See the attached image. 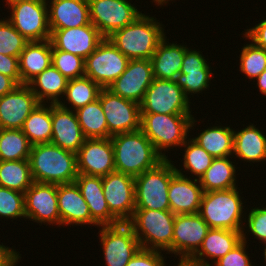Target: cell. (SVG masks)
<instances>
[{
  "label": "cell",
  "mask_w": 266,
  "mask_h": 266,
  "mask_svg": "<svg viewBox=\"0 0 266 266\" xmlns=\"http://www.w3.org/2000/svg\"><path fill=\"white\" fill-rule=\"evenodd\" d=\"M28 160L33 182L69 184L78 176L77 154L51 143L32 145Z\"/></svg>",
  "instance_id": "1"
},
{
  "label": "cell",
  "mask_w": 266,
  "mask_h": 266,
  "mask_svg": "<svg viewBox=\"0 0 266 266\" xmlns=\"http://www.w3.org/2000/svg\"><path fill=\"white\" fill-rule=\"evenodd\" d=\"M155 17L140 14L129 25L115 31L108 39L130 59H151L165 38L164 26Z\"/></svg>",
  "instance_id": "2"
},
{
  "label": "cell",
  "mask_w": 266,
  "mask_h": 266,
  "mask_svg": "<svg viewBox=\"0 0 266 266\" xmlns=\"http://www.w3.org/2000/svg\"><path fill=\"white\" fill-rule=\"evenodd\" d=\"M111 142L117 172L136 177L164 160L141 129L114 135Z\"/></svg>",
  "instance_id": "3"
},
{
  "label": "cell",
  "mask_w": 266,
  "mask_h": 266,
  "mask_svg": "<svg viewBox=\"0 0 266 266\" xmlns=\"http://www.w3.org/2000/svg\"><path fill=\"white\" fill-rule=\"evenodd\" d=\"M192 114L141 113V130L164 158L171 147H181L197 120ZM165 153H164V152Z\"/></svg>",
  "instance_id": "4"
},
{
  "label": "cell",
  "mask_w": 266,
  "mask_h": 266,
  "mask_svg": "<svg viewBox=\"0 0 266 266\" xmlns=\"http://www.w3.org/2000/svg\"><path fill=\"white\" fill-rule=\"evenodd\" d=\"M238 187L204 192L199 214L209 228L242 231L245 206ZM245 214H244V213ZM242 217V218H241Z\"/></svg>",
  "instance_id": "5"
},
{
  "label": "cell",
  "mask_w": 266,
  "mask_h": 266,
  "mask_svg": "<svg viewBox=\"0 0 266 266\" xmlns=\"http://www.w3.org/2000/svg\"><path fill=\"white\" fill-rule=\"evenodd\" d=\"M175 214L170 210L135 209L128 224L141 248L171 253Z\"/></svg>",
  "instance_id": "6"
},
{
  "label": "cell",
  "mask_w": 266,
  "mask_h": 266,
  "mask_svg": "<svg viewBox=\"0 0 266 266\" xmlns=\"http://www.w3.org/2000/svg\"><path fill=\"white\" fill-rule=\"evenodd\" d=\"M169 159L135 177V209L170 210L168 188L177 172Z\"/></svg>",
  "instance_id": "7"
},
{
  "label": "cell",
  "mask_w": 266,
  "mask_h": 266,
  "mask_svg": "<svg viewBox=\"0 0 266 266\" xmlns=\"http://www.w3.org/2000/svg\"><path fill=\"white\" fill-rule=\"evenodd\" d=\"M42 0H15L10 2V16L6 18L29 42L45 41L51 37L48 24V6Z\"/></svg>",
  "instance_id": "8"
},
{
  "label": "cell",
  "mask_w": 266,
  "mask_h": 266,
  "mask_svg": "<svg viewBox=\"0 0 266 266\" xmlns=\"http://www.w3.org/2000/svg\"><path fill=\"white\" fill-rule=\"evenodd\" d=\"M129 59L105 38L85 59V75L108 88L126 69Z\"/></svg>",
  "instance_id": "9"
},
{
  "label": "cell",
  "mask_w": 266,
  "mask_h": 266,
  "mask_svg": "<svg viewBox=\"0 0 266 266\" xmlns=\"http://www.w3.org/2000/svg\"><path fill=\"white\" fill-rule=\"evenodd\" d=\"M190 100L174 80L154 78L140 104L141 113L191 114Z\"/></svg>",
  "instance_id": "10"
},
{
  "label": "cell",
  "mask_w": 266,
  "mask_h": 266,
  "mask_svg": "<svg viewBox=\"0 0 266 266\" xmlns=\"http://www.w3.org/2000/svg\"><path fill=\"white\" fill-rule=\"evenodd\" d=\"M98 98L108 125V138L141 129L140 104L124 99L108 88H102Z\"/></svg>",
  "instance_id": "11"
},
{
  "label": "cell",
  "mask_w": 266,
  "mask_h": 266,
  "mask_svg": "<svg viewBox=\"0 0 266 266\" xmlns=\"http://www.w3.org/2000/svg\"><path fill=\"white\" fill-rule=\"evenodd\" d=\"M99 239L106 266H126L141 248L128 223L100 226Z\"/></svg>",
  "instance_id": "12"
},
{
  "label": "cell",
  "mask_w": 266,
  "mask_h": 266,
  "mask_svg": "<svg viewBox=\"0 0 266 266\" xmlns=\"http://www.w3.org/2000/svg\"><path fill=\"white\" fill-rule=\"evenodd\" d=\"M131 0H88L90 22L108 38L133 22L140 14Z\"/></svg>",
  "instance_id": "13"
},
{
  "label": "cell",
  "mask_w": 266,
  "mask_h": 266,
  "mask_svg": "<svg viewBox=\"0 0 266 266\" xmlns=\"http://www.w3.org/2000/svg\"><path fill=\"white\" fill-rule=\"evenodd\" d=\"M102 187L110 213L128 223L135 211V177L114 171L102 177Z\"/></svg>",
  "instance_id": "14"
},
{
  "label": "cell",
  "mask_w": 266,
  "mask_h": 266,
  "mask_svg": "<svg viewBox=\"0 0 266 266\" xmlns=\"http://www.w3.org/2000/svg\"><path fill=\"white\" fill-rule=\"evenodd\" d=\"M209 229L199 213L175 215L171 254L188 261L201 247Z\"/></svg>",
  "instance_id": "15"
},
{
  "label": "cell",
  "mask_w": 266,
  "mask_h": 266,
  "mask_svg": "<svg viewBox=\"0 0 266 266\" xmlns=\"http://www.w3.org/2000/svg\"><path fill=\"white\" fill-rule=\"evenodd\" d=\"M25 216L30 221L61 226L57 184L33 182L25 191Z\"/></svg>",
  "instance_id": "16"
},
{
  "label": "cell",
  "mask_w": 266,
  "mask_h": 266,
  "mask_svg": "<svg viewBox=\"0 0 266 266\" xmlns=\"http://www.w3.org/2000/svg\"><path fill=\"white\" fill-rule=\"evenodd\" d=\"M154 80L150 59H130L125 71L108 87L114 94L141 104Z\"/></svg>",
  "instance_id": "17"
},
{
  "label": "cell",
  "mask_w": 266,
  "mask_h": 266,
  "mask_svg": "<svg viewBox=\"0 0 266 266\" xmlns=\"http://www.w3.org/2000/svg\"><path fill=\"white\" fill-rule=\"evenodd\" d=\"M77 171L98 177L116 171L111 138L86 139L77 152Z\"/></svg>",
  "instance_id": "18"
},
{
  "label": "cell",
  "mask_w": 266,
  "mask_h": 266,
  "mask_svg": "<svg viewBox=\"0 0 266 266\" xmlns=\"http://www.w3.org/2000/svg\"><path fill=\"white\" fill-rule=\"evenodd\" d=\"M52 46L86 59L105 39L92 24L67 29H50Z\"/></svg>",
  "instance_id": "19"
},
{
  "label": "cell",
  "mask_w": 266,
  "mask_h": 266,
  "mask_svg": "<svg viewBox=\"0 0 266 266\" xmlns=\"http://www.w3.org/2000/svg\"><path fill=\"white\" fill-rule=\"evenodd\" d=\"M39 104L27 84L18 85L12 92L0 97V128L22 129L30 113Z\"/></svg>",
  "instance_id": "20"
},
{
  "label": "cell",
  "mask_w": 266,
  "mask_h": 266,
  "mask_svg": "<svg viewBox=\"0 0 266 266\" xmlns=\"http://www.w3.org/2000/svg\"><path fill=\"white\" fill-rule=\"evenodd\" d=\"M201 51L187 48L180 73L175 77V83L183 89L185 96L200 94L209 89L212 70ZM189 95V96H188Z\"/></svg>",
  "instance_id": "21"
},
{
  "label": "cell",
  "mask_w": 266,
  "mask_h": 266,
  "mask_svg": "<svg viewBox=\"0 0 266 266\" xmlns=\"http://www.w3.org/2000/svg\"><path fill=\"white\" fill-rule=\"evenodd\" d=\"M52 138L51 144L77 154L86 140L75 111L59 104H51Z\"/></svg>",
  "instance_id": "22"
},
{
  "label": "cell",
  "mask_w": 266,
  "mask_h": 266,
  "mask_svg": "<svg viewBox=\"0 0 266 266\" xmlns=\"http://www.w3.org/2000/svg\"><path fill=\"white\" fill-rule=\"evenodd\" d=\"M176 173L170 181L168 199L170 211L178 214L199 213L204 191L198 179Z\"/></svg>",
  "instance_id": "23"
},
{
  "label": "cell",
  "mask_w": 266,
  "mask_h": 266,
  "mask_svg": "<svg viewBox=\"0 0 266 266\" xmlns=\"http://www.w3.org/2000/svg\"><path fill=\"white\" fill-rule=\"evenodd\" d=\"M57 203L62 226L93 225L100 227L91 218L89 207L75 182L57 185Z\"/></svg>",
  "instance_id": "24"
},
{
  "label": "cell",
  "mask_w": 266,
  "mask_h": 266,
  "mask_svg": "<svg viewBox=\"0 0 266 266\" xmlns=\"http://www.w3.org/2000/svg\"><path fill=\"white\" fill-rule=\"evenodd\" d=\"M242 241V231L210 228L198 251L188 260L196 266H212ZM208 259V260H207Z\"/></svg>",
  "instance_id": "25"
},
{
  "label": "cell",
  "mask_w": 266,
  "mask_h": 266,
  "mask_svg": "<svg viewBox=\"0 0 266 266\" xmlns=\"http://www.w3.org/2000/svg\"><path fill=\"white\" fill-rule=\"evenodd\" d=\"M49 29H67L89 25L88 0H49Z\"/></svg>",
  "instance_id": "26"
},
{
  "label": "cell",
  "mask_w": 266,
  "mask_h": 266,
  "mask_svg": "<svg viewBox=\"0 0 266 266\" xmlns=\"http://www.w3.org/2000/svg\"><path fill=\"white\" fill-rule=\"evenodd\" d=\"M75 183L86 201L91 218L99 226L117 225L120 222L110 213L104 197L102 177L78 173Z\"/></svg>",
  "instance_id": "27"
},
{
  "label": "cell",
  "mask_w": 266,
  "mask_h": 266,
  "mask_svg": "<svg viewBox=\"0 0 266 266\" xmlns=\"http://www.w3.org/2000/svg\"><path fill=\"white\" fill-rule=\"evenodd\" d=\"M52 43L49 40L28 42L19 56L21 85L28 84L52 63Z\"/></svg>",
  "instance_id": "28"
},
{
  "label": "cell",
  "mask_w": 266,
  "mask_h": 266,
  "mask_svg": "<svg viewBox=\"0 0 266 266\" xmlns=\"http://www.w3.org/2000/svg\"><path fill=\"white\" fill-rule=\"evenodd\" d=\"M167 37L159 43L151 57L154 78L174 80L180 73L187 45L170 43Z\"/></svg>",
  "instance_id": "29"
},
{
  "label": "cell",
  "mask_w": 266,
  "mask_h": 266,
  "mask_svg": "<svg viewBox=\"0 0 266 266\" xmlns=\"http://www.w3.org/2000/svg\"><path fill=\"white\" fill-rule=\"evenodd\" d=\"M256 125L248 124L238 131L234 130L233 157L244 162L266 161V135Z\"/></svg>",
  "instance_id": "30"
},
{
  "label": "cell",
  "mask_w": 266,
  "mask_h": 266,
  "mask_svg": "<svg viewBox=\"0 0 266 266\" xmlns=\"http://www.w3.org/2000/svg\"><path fill=\"white\" fill-rule=\"evenodd\" d=\"M67 83L68 79L51 64L27 85L39 103L59 104L64 100L62 97L65 94Z\"/></svg>",
  "instance_id": "31"
},
{
  "label": "cell",
  "mask_w": 266,
  "mask_h": 266,
  "mask_svg": "<svg viewBox=\"0 0 266 266\" xmlns=\"http://www.w3.org/2000/svg\"><path fill=\"white\" fill-rule=\"evenodd\" d=\"M233 157L214 158L211 166L199 178L200 185L204 192L215 190H226L238 187L236 165L231 159Z\"/></svg>",
  "instance_id": "32"
},
{
  "label": "cell",
  "mask_w": 266,
  "mask_h": 266,
  "mask_svg": "<svg viewBox=\"0 0 266 266\" xmlns=\"http://www.w3.org/2000/svg\"><path fill=\"white\" fill-rule=\"evenodd\" d=\"M197 135L192 139L214 158L233 155L234 128H230V125H213Z\"/></svg>",
  "instance_id": "33"
},
{
  "label": "cell",
  "mask_w": 266,
  "mask_h": 266,
  "mask_svg": "<svg viewBox=\"0 0 266 266\" xmlns=\"http://www.w3.org/2000/svg\"><path fill=\"white\" fill-rule=\"evenodd\" d=\"M21 130L32 145L50 143L52 138L51 104L39 103L27 117Z\"/></svg>",
  "instance_id": "34"
},
{
  "label": "cell",
  "mask_w": 266,
  "mask_h": 266,
  "mask_svg": "<svg viewBox=\"0 0 266 266\" xmlns=\"http://www.w3.org/2000/svg\"><path fill=\"white\" fill-rule=\"evenodd\" d=\"M101 87L94 82L91 78H88L86 75L68 80L67 88L65 90L64 100L59 103L60 106L70 109L78 110L81 107H84L88 103H91L98 99ZM65 103L71 105L67 107Z\"/></svg>",
  "instance_id": "35"
},
{
  "label": "cell",
  "mask_w": 266,
  "mask_h": 266,
  "mask_svg": "<svg viewBox=\"0 0 266 266\" xmlns=\"http://www.w3.org/2000/svg\"><path fill=\"white\" fill-rule=\"evenodd\" d=\"M86 139L108 138V125L99 98L75 110Z\"/></svg>",
  "instance_id": "36"
},
{
  "label": "cell",
  "mask_w": 266,
  "mask_h": 266,
  "mask_svg": "<svg viewBox=\"0 0 266 266\" xmlns=\"http://www.w3.org/2000/svg\"><path fill=\"white\" fill-rule=\"evenodd\" d=\"M33 179L29 160L1 161L0 186L25 193L32 185Z\"/></svg>",
  "instance_id": "37"
},
{
  "label": "cell",
  "mask_w": 266,
  "mask_h": 266,
  "mask_svg": "<svg viewBox=\"0 0 266 266\" xmlns=\"http://www.w3.org/2000/svg\"><path fill=\"white\" fill-rule=\"evenodd\" d=\"M32 144L21 129L0 128V160L16 161L29 159Z\"/></svg>",
  "instance_id": "38"
},
{
  "label": "cell",
  "mask_w": 266,
  "mask_h": 266,
  "mask_svg": "<svg viewBox=\"0 0 266 266\" xmlns=\"http://www.w3.org/2000/svg\"><path fill=\"white\" fill-rule=\"evenodd\" d=\"M184 147L183 155V168L178 169L175 166V170L178 174L183 175L185 172H190L196 179L205 173V171L211 166L214 157L211 156L204 148L196 143L192 138H187L185 143L181 146Z\"/></svg>",
  "instance_id": "39"
},
{
  "label": "cell",
  "mask_w": 266,
  "mask_h": 266,
  "mask_svg": "<svg viewBox=\"0 0 266 266\" xmlns=\"http://www.w3.org/2000/svg\"><path fill=\"white\" fill-rule=\"evenodd\" d=\"M250 42L241 49L239 71L254 80L266 70V50Z\"/></svg>",
  "instance_id": "40"
},
{
  "label": "cell",
  "mask_w": 266,
  "mask_h": 266,
  "mask_svg": "<svg viewBox=\"0 0 266 266\" xmlns=\"http://www.w3.org/2000/svg\"><path fill=\"white\" fill-rule=\"evenodd\" d=\"M85 59L82 57L57 50L52 46V65L62 73L68 80L85 75Z\"/></svg>",
  "instance_id": "41"
},
{
  "label": "cell",
  "mask_w": 266,
  "mask_h": 266,
  "mask_svg": "<svg viewBox=\"0 0 266 266\" xmlns=\"http://www.w3.org/2000/svg\"><path fill=\"white\" fill-rule=\"evenodd\" d=\"M29 41L6 19H0V53L19 57Z\"/></svg>",
  "instance_id": "42"
},
{
  "label": "cell",
  "mask_w": 266,
  "mask_h": 266,
  "mask_svg": "<svg viewBox=\"0 0 266 266\" xmlns=\"http://www.w3.org/2000/svg\"><path fill=\"white\" fill-rule=\"evenodd\" d=\"M0 217L26 219L24 193L0 186Z\"/></svg>",
  "instance_id": "43"
},
{
  "label": "cell",
  "mask_w": 266,
  "mask_h": 266,
  "mask_svg": "<svg viewBox=\"0 0 266 266\" xmlns=\"http://www.w3.org/2000/svg\"><path fill=\"white\" fill-rule=\"evenodd\" d=\"M262 208L260 207H252L249 211V214L245 216V222L247 219L248 226L244 227L242 230V240L246 241L248 239L246 233H250L254 236V239L260 240L261 243L266 242V206ZM245 228H248L247 230ZM245 229V230H244ZM245 231V232H244Z\"/></svg>",
  "instance_id": "44"
},
{
  "label": "cell",
  "mask_w": 266,
  "mask_h": 266,
  "mask_svg": "<svg viewBox=\"0 0 266 266\" xmlns=\"http://www.w3.org/2000/svg\"><path fill=\"white\" fill-rule=\"evenodd\" d=\"M246 241H241L232 250H230L224 257L220 258L214 263L215 266H254L251 263L248 252L249 245ZM247 247V248H246Z\"/></svg>",
  "instance_id": "45"
},
{
  "label": "cell",
  "mask_w": 266,
  "mask_h": 266,
  "mask_svg": "<svg viewBox=\"0 0 266 266\" xmlns=\"http://www.w3.org/2000/svg\"><path fill=\"white\" fill-rule=\"evenodd\" d=\"M162 251L140 248L126 266H166Z\"/></svg>",
  "instance_id": "46"
},
{
  "label": "cell",
  "mask_w": 266,
  "mask_h": 266,
  "mask_svg": "<svg viewBox=\"0 0 266 266\" xmlns=\"http://www.w3.org/2000/svg\"><path fill=\"white\" fill-rule=\"evenodd\" d=\"M0 73L12 78L18 85H21L19 57L0 53Z\"/></svg>",
  "instance_id": "47"
},
{
  "label": "cell",
  "mask_w": 266,
  "mask_h": 266,
  "mask_svg": "<svg viewBox=\"0 0 266 266\" xmlns=\"http://www.w3.org/2000/svg\"><path fill=\"white\" fill-rule=\"evenodd\" d=\"M244 38L251 40L257 47L266 50V19L256 24L254 27L245 29Z\"/></svg>",
  "instance_id": "48"
},
{
  "label": "cell",
  "mask_w": 266,
  "mask_h": 266,
  "mask_svg": "<svg viewBox=\"0 0 266 266\" xmlns=\"http://www.w3.org/2000/svg\"><path fill=\"white\" fill-rule=\"evenodd\" d=\"M2 244V245H1ZM0 244V266H9L19 255L15 249Z\"/></svg>",
  "instance_id": "49"
},
{
  "label": "cell",
  "mask_w": 266,
  "mask_h": 266,
  "mask_svg": "<svg viewBox=\"0 0 266 266\" xmlns=\"http://www.w3.org/2000/svg\"><path fill=\"white\" fill-rule=\"evenodd\" d=\"M18 84L10 77L0 73V97L12 92Z\"/></svg>",
  "instance_id": "50"
},
{
  "label": "cell",
  "mask_w": 266,
  "mask_h": 266,
  "mask_svg": "<svg viewBox=\"0 0 266 266\" xmlns=\"http://www.w3.org/2000/svg\"><path fill=\"white\" fill-rule=\"evenodd\" d=\"M255 80H257V86L259 92L266 96V70H264Z\"/></svg>",
  "instance_id": "51"
},
{
  "label": "cell",
  "mask_w": 266,
  "mask_h": 266,
  "mask_svg": "<svg viewBox=\"0 0 266 266\" xmlns=\"http://www.w3.org/2000/svg\"><path fill=\"white\" fill-rule=\"evenodd\" d=\"M170 0H153V2H155V5L157 4L158 6H164L165 4H167V2L169 3ZM173 1V0H171Z\"/></svg>",
  "instance_id": "52"
},
{
  "label": "cell",
  "mask_w": 266,
  "mask_h": 266,
  "mask_svg": "<svg viewBox=\"0 0 266 266\" xmlns=\"http://www.w3.org/2000/svg\"><path fill=\"white\" fill-rule=\"evenodd\" d=\"M177 266H196V265H193L189 263L188 261H179Z\"/></svg>",
  "instance_id": "53"
},
{
  "label": "cell",
  "mask_w": 266,
  "mask_h": 266,
  "mask_svg": "<svg viewBox=\"0 0 266 266\" xmlns=\"http://www.w3.org/2000/svg\"><path fill=\"white\" fill-rule=\"evenodd\" d=\"M21 256L19 255L9 266H16L18 262L20 261Z\"/></svg>",
  "instance_id": "54"
},
{
  "label": "cell",
  "mask_w": 266,
  "mask_h": 266,
  "mask_svg": "<svg viewBox=\"0 0 266 266\" xmlns=\"http://www.w3.org/2000/svg\"><path fill=\"white\" fill-rule=\"evenodd\" d=\"M264 244V251H263V257H264V261L266 263V242L263 243Z\"/></svg>",
  "instance_id": "55"
},
{
  "label": "cell",
  "mask_w": 266,
  "mask_h": 266,
  "mask_svg": "<svg viewBox=\"0 0 266 266\" xmlns=\"http://www.w3.org/2000/svg\"><path fill=\"white\" fill-rule=\"evenodd\" d=\"M15 0H6V5Z\"/></svg>",
  "instance_id": "56"
}]
</instances>
